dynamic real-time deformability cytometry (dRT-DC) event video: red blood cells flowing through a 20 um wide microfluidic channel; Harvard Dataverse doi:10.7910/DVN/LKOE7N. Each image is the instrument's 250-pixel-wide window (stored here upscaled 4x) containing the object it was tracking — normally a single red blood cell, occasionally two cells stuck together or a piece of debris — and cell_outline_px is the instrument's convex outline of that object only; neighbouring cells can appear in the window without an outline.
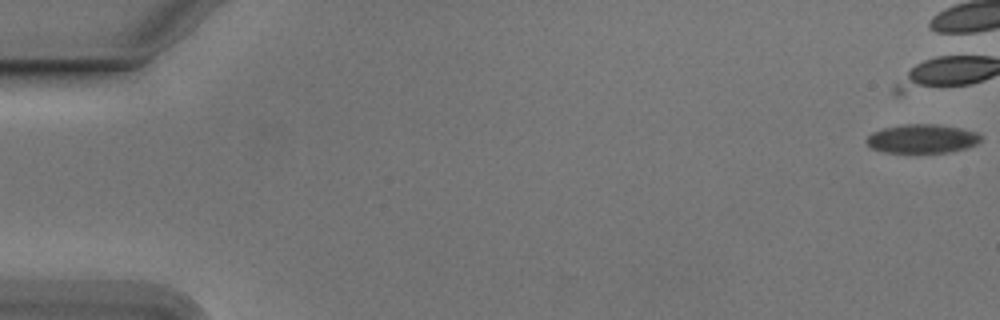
{"species": "Egyptian fruit bat (a non-hibernating species)", "species_latin": "Rousettus aegyptiacus", "temperature_condition": "cold", "stored_images_in_passage": 8, "camera_frame_rate_fps": 3000, "um_per_image_px": 0.085, "animal": {"sex": "male"}, "frame": {"image": 1, "passage_image": 1, "time_ms": 0.0, "image_size_px": [1000, 320], "cell_outline_px": [[980, 140], [976, 144], [968, 148], [948, 152], [884, 152], [872, 148], [864, 140], [872, 132], [884, 128], [904, 124], [936, 124], [960, 128], [976, 132], [980, 136]], "centroid_in_image_um": [78.37, 11.79], "position_along_channel_um": 6.6, "area_um2": 19.07}}